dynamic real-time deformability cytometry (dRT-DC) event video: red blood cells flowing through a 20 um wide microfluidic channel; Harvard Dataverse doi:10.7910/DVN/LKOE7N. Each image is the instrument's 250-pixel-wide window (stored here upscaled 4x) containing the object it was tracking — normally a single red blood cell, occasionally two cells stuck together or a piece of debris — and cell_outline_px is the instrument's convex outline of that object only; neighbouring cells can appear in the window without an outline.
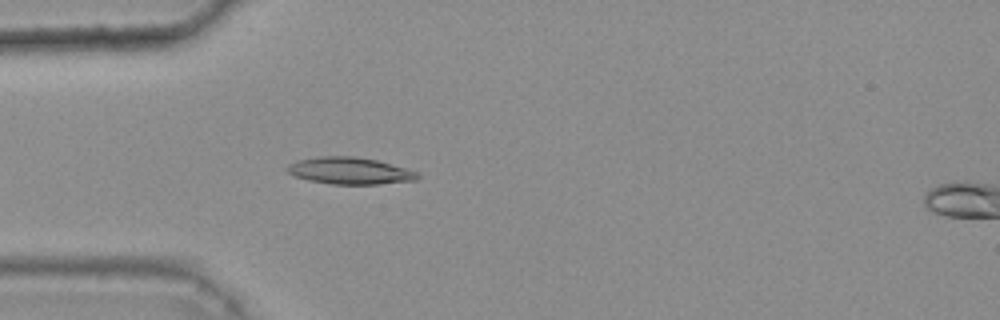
{"species": "common noctule bat (a hibernating species)", "species_latin": "Nyctalus noctula", "temperature_condition": "warm", "stored_images_in_passage": 41, "camera_frame_rate_fps": 3000, "um_per_image_px": 0.085, "animal": {"sex": "female", "body_mass_g": 25.1}, "frame": {"image": 1, "passage_image": 15, "time_ms": 4.667, "image_size_px": [1000, 320], "cell_outline_px": [[420, 176], [416, 180], [380, 184], [332, 184], [308, 180], [296, 176], [288, 172], [284, 168], [288, 164], [296, 160], [320, 156], [356, 156], [376, 160], [404, 168], [416, 172]], "centroid_in_image_um": [29.68, 14.51], "position_along_channel_um": 55.3, "area_um2": 20.35}}
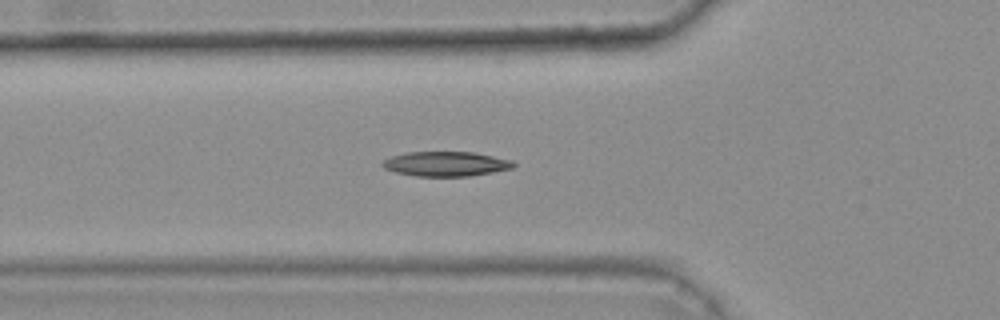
{"frame": {"image": 2, "passage_image": 18, "time_ms": 5.667, "image_size_px": [1000, 320], "cell_outline_px": [[516, 164], [512, 168], [492, 172], [468, 176], [416, 176], [396, 172], [384, 168], [380, 164], [380, 160], [404, 152], [472, 152], [512, 160]], "centroid_in_image_um": [37.84, 13.92], "position_along_channel_um": 88.0, "area_um2": 18.84}}
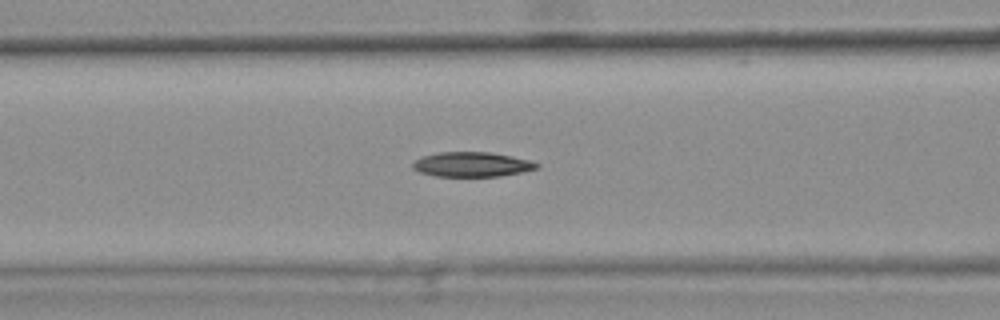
{"frame": {"image": 3, "passage_image": 21, "time_ms": 6.667, "image_size_px": [1000, 320], "cell_outline_px": [[540, 168], [524, 172], [500, 176], [436, 176], [420, 172], [412, 168], [412, 164], [416, 160], [424, 156], [440, 152], [488, 152], [512, 156], [532, 160], [540, 164]], "centroid_in_image_um": [40.19, 13.98], "position_along_channel_um": 126.4, "area_um2": 17.92}, "authors_computed_cell_mechanics": {"area_um2": 19.4786, "velocity_mm_per_s": 3.8073, "shape_relaxation_time_tau1_ms": 3.2336, "shape_relaxation_time_tau2_ms": null, "deformation_change_tau1": 0.0941, "deformation_change_tau2": null}}